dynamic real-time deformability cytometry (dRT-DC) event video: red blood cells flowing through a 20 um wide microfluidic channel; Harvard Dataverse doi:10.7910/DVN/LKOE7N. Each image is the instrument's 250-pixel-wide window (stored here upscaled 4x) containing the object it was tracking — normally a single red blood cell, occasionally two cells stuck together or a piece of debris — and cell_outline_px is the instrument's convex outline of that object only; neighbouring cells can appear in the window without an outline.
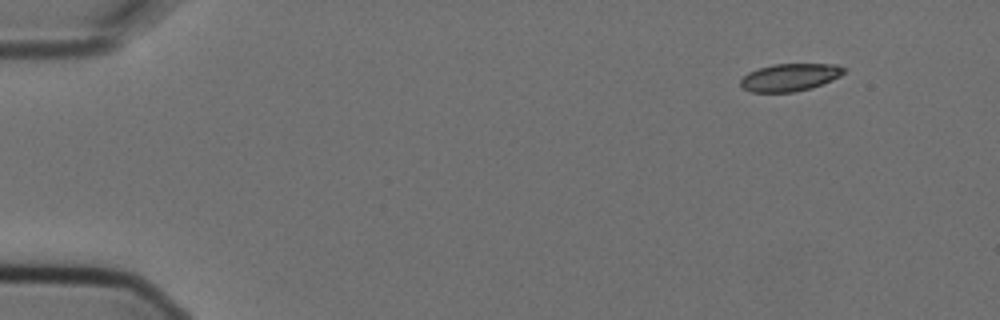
{"species": "Egyptian fruit bat (a non-hibernating species)", "species_latin": "Rousettus aegyptiacus", "temperature_condition": "cold", "stored_images_in_passage": 4, "camera_frame_rate_fps": 3000, "um_per_image_px": 0.085, "animal": {"sex": "female"}, "frame": {"image": 1, "passage_image": 1, "time_ms": 0.0, "image_size_px": [1000, 320], "cell_outline_px": [[848, 68], [840, 76], [832, 80], [812, 88], [792, 92], [752, 92], [744, 88], [740, 84], [740, 80], [748, 72], [772, 64], [836, 64]], "centroid_in_image_um": [67.17, 6.56], "position_along_channel_um": 17.8, "area_um2": 16.59}}
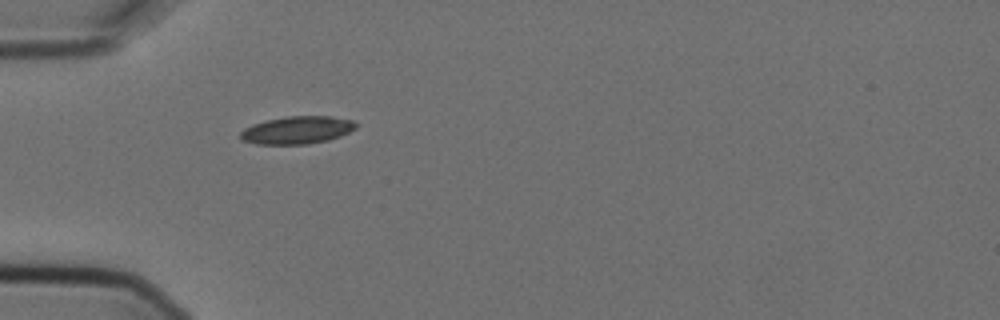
{"frame": {"image": 2, "passage_image": 4, "time_ms": 1.0, "image_size_px": [1000, 320], "cell_outline_px": [[356, 128], [340, 136], [328, 140], [308, 144], [256, 144], [240, 140], [240, 132], [244, 128], [252, 124], [268, 120], [288, 116], [332, 116], [352, 120], [356, 124]], "centroid_in_image_um": [25.23, 11.06], "position_along_channel_um": 59.8, "area_um2": 18.61}}